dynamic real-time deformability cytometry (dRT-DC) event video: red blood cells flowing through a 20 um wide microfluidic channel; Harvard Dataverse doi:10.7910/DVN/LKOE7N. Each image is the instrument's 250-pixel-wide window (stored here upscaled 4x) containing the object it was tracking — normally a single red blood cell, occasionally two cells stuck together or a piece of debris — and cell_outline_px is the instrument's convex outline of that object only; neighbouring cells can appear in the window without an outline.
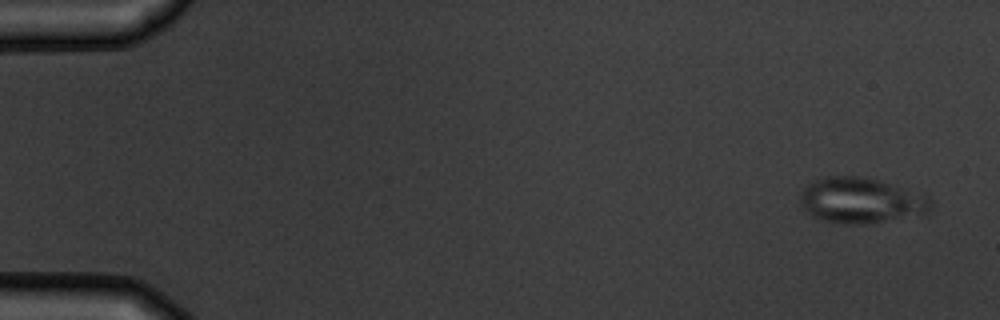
{"species": "common noctule bat (a hibernating species)", "species_latin": "Nyctalus noctula", "temperature_condition": "warm", "stored_images_in_passage": 5, "camera_frame_rate_fps": 3000, "um_per_image_px": 0.085, "animal": {"sex": "male", "body_mass_g": 19.5, "forearm_length_mm": 54.6}, "frame": {"image": 1, "passage_image": 1, "time_ms": 0.0, "image_size_px": [1000, 320], "cell_outline_px": [[932, 208], [928, 212], [864, 224], [848, 224], [820, 220], [812, 216], [800, 204], [800, 196], [804, 188], [808, 184], [816, 180], [828, 176], [856, 176], [876, 180], [928, 196], [932, 200]], "centroid_in_image_um": [73.14, 17.04], "position_along_channel_um": 11.9, "area_um2": 33.93}}